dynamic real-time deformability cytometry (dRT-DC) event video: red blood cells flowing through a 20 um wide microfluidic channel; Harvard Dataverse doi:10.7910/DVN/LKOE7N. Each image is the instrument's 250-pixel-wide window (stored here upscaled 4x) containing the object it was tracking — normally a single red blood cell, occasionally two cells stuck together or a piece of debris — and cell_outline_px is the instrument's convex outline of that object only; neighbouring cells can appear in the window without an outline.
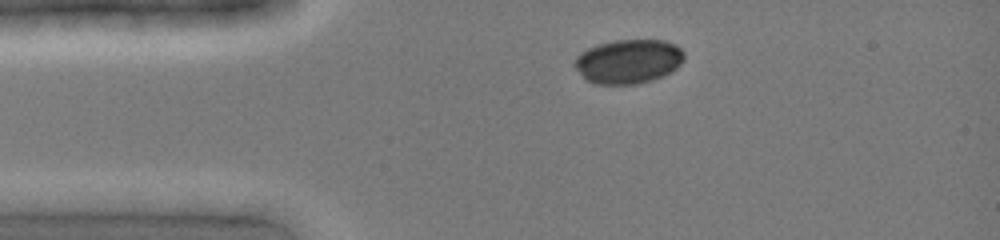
{"species": "common noctule bat (a hibernating species)", "species_latin": "Nyctalus noctula", "temperature_condition": "cold", "stored_images_in_passage": 5, "camera_frame_rate_fps": 3000, "um_per_image_px": 0.085, "animal": {"sex": "female", "body_mass_g": 19.0, "forearm_length_mm": 51.5}, "frame": {"image": 1, "passage_image": 1, "time_ms": 0.0, "image_size_px": [1000, 240], "cell_outline_px": [[684, 60], [672, 72], [664, 76], [652, 80], [636, 84], [596, 84], [584, 80], [572, 64], [576, 56], [580, 52], [596, 44], [616, 40], [664, 40], [676, 44], [684, 52]], "centroid_in_image_um": [53.39, 5.22], "position_along_channel_um": 31.6, "area_um2": 28.67}}